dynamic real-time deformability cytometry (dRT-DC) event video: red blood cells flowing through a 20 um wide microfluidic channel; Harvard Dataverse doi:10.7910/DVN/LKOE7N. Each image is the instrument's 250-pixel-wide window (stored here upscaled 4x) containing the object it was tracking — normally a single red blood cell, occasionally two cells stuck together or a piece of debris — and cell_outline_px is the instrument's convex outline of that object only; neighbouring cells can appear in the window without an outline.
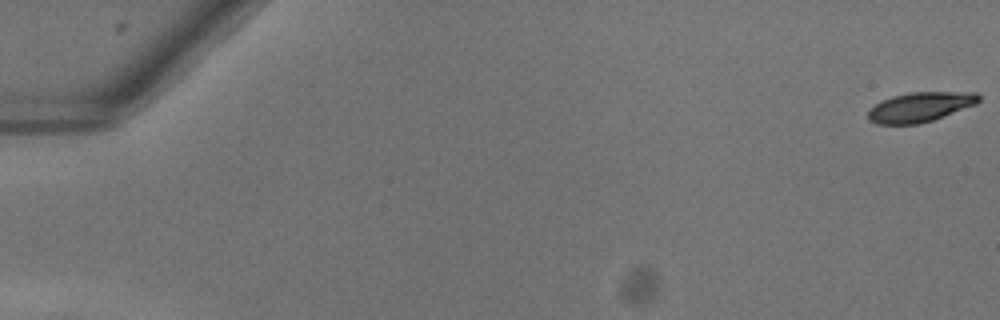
{"species": "common noctule bat (a hibernating species)", "species_latin": "Nyctalus noctula", "temperature_condition": "warm", "stored_images_in_passage": 53, "camera_frame_rate_fps": 3000, "um_per_image_px": 0.085, "animal": {"sex": "female"}, "frame": {"image": 1, "passage_image": 1, "time_ms": 0.0, "image_size_px": [1000, 320], "cell_outline_px": [[980, 100], [976, 104], [932, 120], [920, 124], [876, 124], [868, 120], [868, 112], [880, 100], [892, 96], [912, 92], [976, 92], [980, 96]], "centroid_in_image_um": [78.2, 9.09], "position_along_channel_um": 6.8, "area_um2": 19.07}}
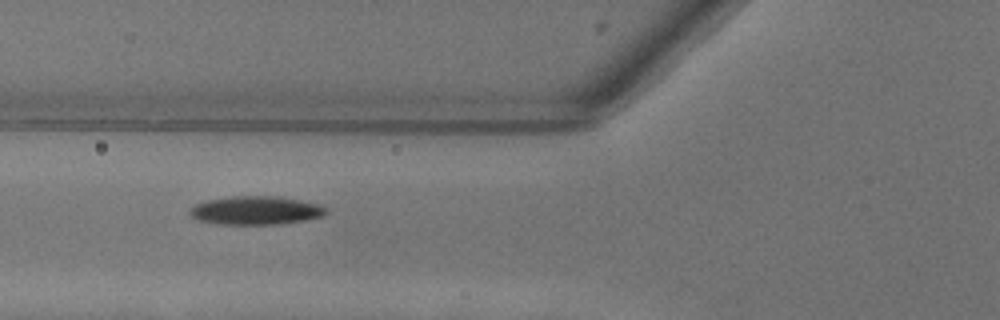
{"frame": {"image": 2, "passage_image": 22, "time_ms": 7.0, "image_size_px": [1000, 320], "cell_outline_px": [[328, 212], [324, 216], [304, 220], [280, 224], [220, 224], [200, 220], [192, 216], [188, 212], [196, 204], [208, 200], [232, 196], [276, 196], [300, 200], [320, 204], [328, 208]], "centroid_in_image_um": [21.81, 17.88], "position_along_channel_um": 104.0, "area_um2": 22.54}}
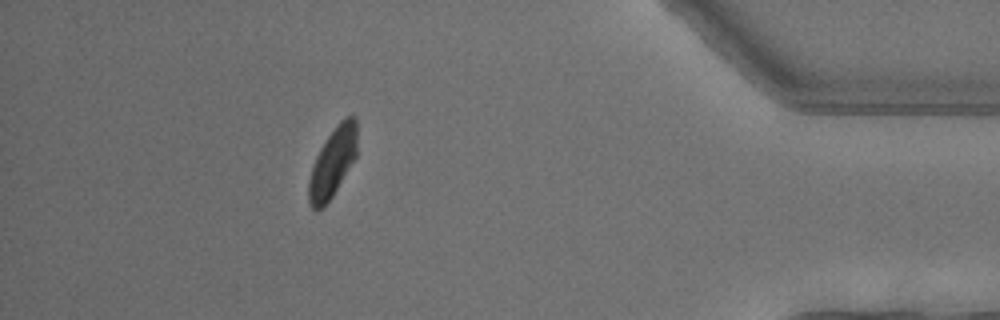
{"frame": {"image": 3, "passage_image": 48, "time_ms": 15.667, "image_size_px": [1000, 320], "cell_outline_px": [[356, 156], [332, 196], [320, 208], [312, 208], [308, 200], [308, 180], [316, 156], [320, 148], [328, 136], [340, 120], [344, 116], [356, 116]], "centroid_in_image_um": [28.27, 13.76], "position_along_channel_um": 406.9, "area_um2": 19.07}, "authors_computed_cell_mechanics": {"area_um2": 20.6346, "velocity_mm_per_s": 4.0273, "shape_relaxation_time_tau1_ms": 3.2239, "shape_relaxation_time_tau2_ms": null, "deformation_change_tau1": 0.1538, "deformation_change_tau2": null}}